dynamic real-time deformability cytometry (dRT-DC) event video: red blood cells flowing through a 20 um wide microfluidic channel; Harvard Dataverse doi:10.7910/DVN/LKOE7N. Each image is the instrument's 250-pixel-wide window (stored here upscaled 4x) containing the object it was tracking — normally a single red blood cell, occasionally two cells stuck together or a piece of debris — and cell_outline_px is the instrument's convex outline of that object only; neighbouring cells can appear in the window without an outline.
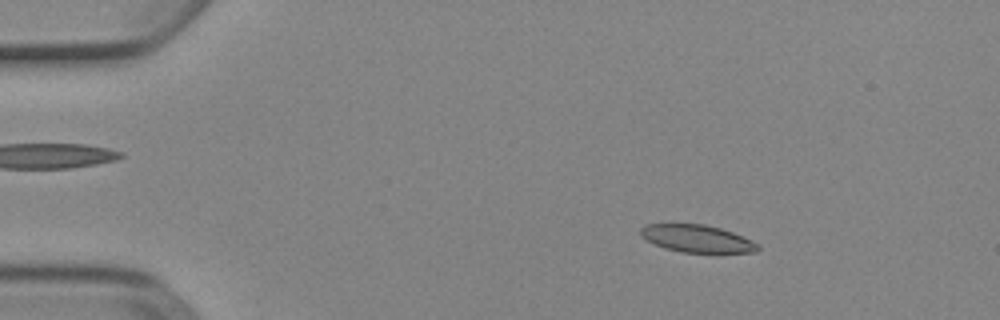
{"species": "Egyptian fruit bat (a non-hibernating species)", "species_latin": "Rousettus aegyptiacus", "temperature_condition": "cold", "stored_images_in_passage": 4, "camera_frame_rate_fps": 3000, "um_per_image_px": 0.085, "animal": {"sex": "female"}, "frame": {"image": 1, "passage_image": 2, "time_ms": 0.333, "image_size_px": [1000, 320], "cell_outline_px": [[760, 248], [756, 252], [680, 252], [664, 248], [640, 236], [640, 228], [648, 224], [704, 224], [720, 228], [732, 232], [752, 240], [760, 244]], "centroid_in_image_um": [59.26, 20.28], "position_along_channel_um": 25.7, "area_um2": 18.61}}